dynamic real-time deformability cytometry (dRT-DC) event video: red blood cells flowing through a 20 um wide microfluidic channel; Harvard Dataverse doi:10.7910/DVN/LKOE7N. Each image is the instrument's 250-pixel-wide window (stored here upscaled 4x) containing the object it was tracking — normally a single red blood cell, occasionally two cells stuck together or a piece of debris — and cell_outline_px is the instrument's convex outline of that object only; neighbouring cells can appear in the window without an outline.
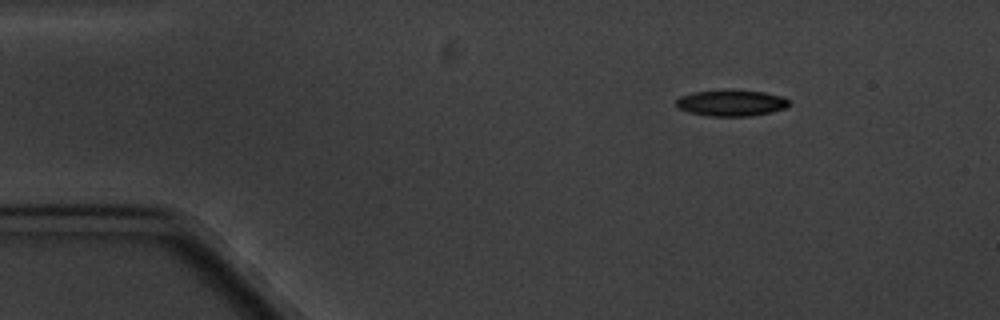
{"species": "common noctule bat (a hibernating species)", "species_latin": "Nyctalus noctula", "temperature_condition": "cold", "stored_images_in_passage": 4, "camera_frame_rate_fps": 3000, "um_per_image_px": 0.085, "animal": {"sex": "male", "body_mass_g": 20.1, "forearm_length_mm": 53.5}, "frame": {"image": 1, "passage_image": 2, "time_ms": 1.0, "image_size_px": [1000, 320], "cell_outline_px": [[788, 104], [784, 108], [772, 112], [752, 116], [708, 116], [688, 112], [676, 108], [676, 100], [680, 96], [692, 92], [728, 88], [764, 92], [784, 96], [788, 100]], "centroid_in_image_um": [62.12, 8.73], "position_along_channel_um": 22.9, "area_um2": 17.74}}